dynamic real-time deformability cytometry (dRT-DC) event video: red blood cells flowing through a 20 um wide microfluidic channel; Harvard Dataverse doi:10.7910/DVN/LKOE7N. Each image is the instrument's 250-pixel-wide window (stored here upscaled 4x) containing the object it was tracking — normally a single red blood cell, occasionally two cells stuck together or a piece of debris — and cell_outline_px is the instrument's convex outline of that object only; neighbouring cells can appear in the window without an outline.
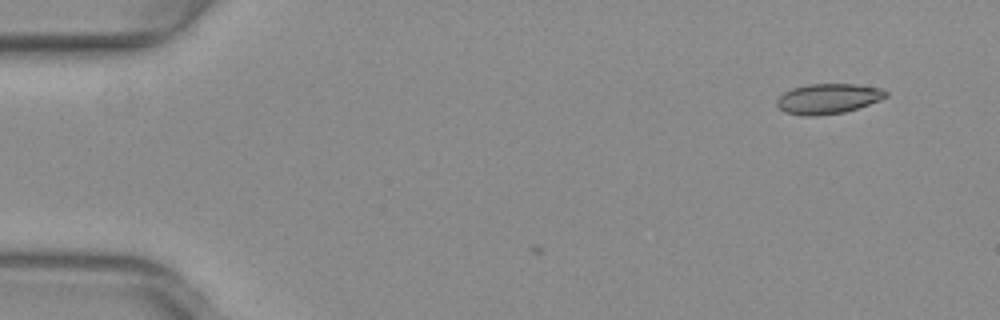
{"species": "common noctule bat (a hibernating species)", "species_latin": "Nyctalus noctula", "temperature_condition": "warm", "stored_images_in_passage": 6, "camera_frame_rate_fps": 3000, "um_per_image_px": 0.085, "animal": {"sex": "female", "body_mass_g": 29.2, "forearm_length_mm": 56.3}, "frame": {"image": 1, "passage_image": 1, "time_ms": 0.0, "image_size_px": [1000, 320], "cell_outline_px": [[888, 96], [880, 100], [844, 112], [816, 116], [804, 116], [784, 112], [776, 104], [776, 100], [784, 92], [792, 88], [808, 84], [856, 84], [884, 88], [888, 92]], "centroid_in_image_um": [70.4, 8.38], "position_along_channel_um": 14.6, "area_um2": 19.25}}